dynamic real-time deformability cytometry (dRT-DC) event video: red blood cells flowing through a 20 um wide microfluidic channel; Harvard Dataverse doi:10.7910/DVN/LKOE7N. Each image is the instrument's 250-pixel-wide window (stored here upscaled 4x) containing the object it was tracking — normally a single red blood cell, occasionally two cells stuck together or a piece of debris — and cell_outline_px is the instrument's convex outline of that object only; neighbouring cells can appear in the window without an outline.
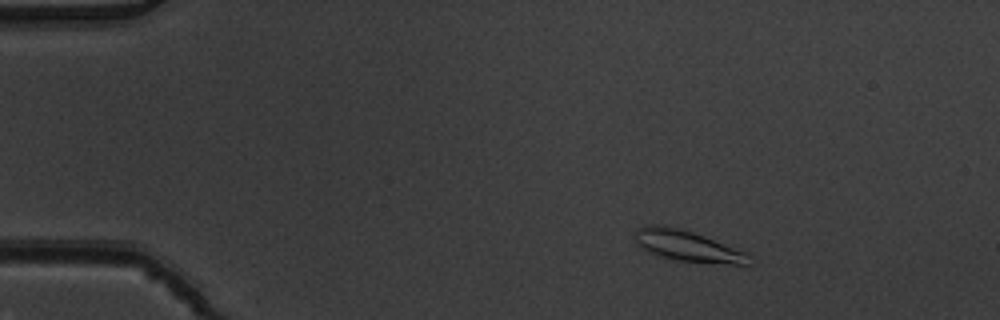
{"species": "common noctule bat (a hibernating species)", "species_latin": "Nyctalus noctula", "temperature_condition": "warm", "stored_images_in_passage": 45, "camera_frame_rate_fps": 3000, "um_per_image_px": 0.085, "animal": {"sex": "male", "body_mass_g": 19.5, "forearm_length_mm": 54.6}, "frame": {"image": 1, "passage_image": 1, "time_ms": 0.0, "image_size_px": [1000, 320], "cell_outline_px": [[756, 260], [752, 264], [732, 264], [676, 260], [648, 252], [640, 248], [636, 244], [636, 228], [644, 224], [664, 224], [680, 228], [704, 236], [744, 252]], "centroid_in_image_um": [58.4, 20.89], "position_along_channel_um": 26.6, "area_um2": 20.58}}
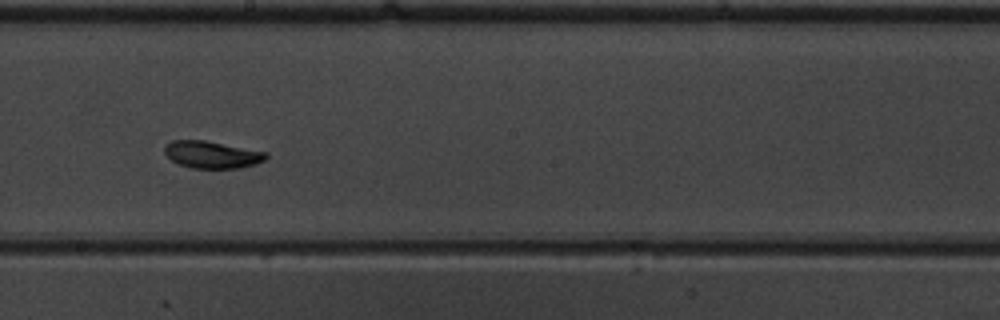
{"frame": {"image": 2, "passage_image": 23, "time_ms": 7.333, "image_size_px": [1000, 320], "cell_outline_px": [[268, 156], [264, 160], [256, 164], [240, 168], [192, 168], [176, 164], [164, 152], [164, 148], [172, 140], [204, 140], [268, 152]], "centroid_in_image_um": [18.03, 13.15], "position_along_channel_um": 230.2, "area_um2": 16.07}}
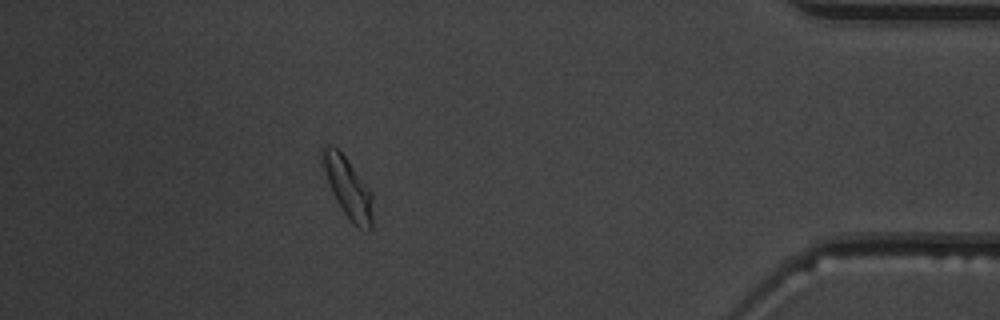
{"frame": {"image": 3, "passage_image": 40, "time_ms": 13.0, "image_size_px": [1000, 320], "cell_outline_px": [[372, 228], [368, 232], [356, 228], [352, 224], [336, 200], [332, 192], [320, 160], [320, 148], [328, 144], [336, 148], [344, 156], [372, 192]], "centroid_in_image_um": [29.57, 15.98], "position_along_channel_um": 405.6, "area_um2": 17.69}, "authors_computed_cell_mechanics": {"area_um2": 16.4152, "velocity_mm_per_s": 3.8511, "shape_relaxation_time_tau1_ms": 2.6983, "shape_relaxation_time_tau2_ms": 4.1568, "deformation_change_tau1": 0.139, "deformation_change_tau2": 0.0907}}